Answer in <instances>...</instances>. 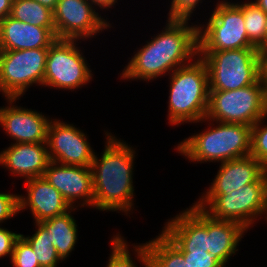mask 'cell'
I'll use <instances>...</instances> for the list:
<instances>
[{
    "label": "cell",
    "mask_w": 267,
    "mask_h": 267,
    "mask_svg": "<svg viewBox=\"0 0 267 267\" xmlns=\"http://www.w3.org/2000/svg\"><path fill=\"white\" fill-rule=\"evenodd\" d=\"M188 21L168 19L164 30L137 50L120 78L151 81L194 61L199 56L198 25Z\"/></svg>",
    "instance_id": "1"
},
{
    "label": "cell",
    "mask_w": 267,
    "mask_h": 267,
    "mask_svg": "<svg viewBox=\"0 0 267 267\" xmlns=\"http://www.w3.org/2000/svg\"><path fill=\"white\" fill-rule=\"evenodd\" d=\"M102 156L94 155L90 166L93 180V208L130 214L134 205L133 167L135 150L110 132ZM133 148V149H132Z\"/></svg>",
    "instance_id": "2"
},
{
    "label": "cell",
    "mask_w": 267,
    "mask_h": 267,
    "mask_svg": "<svg viewBox=\"0 0 267 267\" xmlns=\"http://www.w3.org/2000/svg\"><path fill=\"white\" fill-rule=\"evenodd\" d=\"M168 120L171 125L201 122L209 102V76L205 62L198 56L170 75Z\"/></svg>",
    "instance_id": "3"
},
{
    "label": "cell",
    "mask_w": 267,
    "mask_h": 267,
    "mask_svg": "<svg viewBox=\"0 0 267 267\" xmlns=\"http://www.w3.org/2000/svg\"><path fill=\"white\" fill-rule=\"evenodd\" d=\"M216 124L218 126L184 139L175 150L191 162L200 163H222L250 155L252 126L225 122Z\"/></svg>",
    "instance_id": "4"
},
{
    "label": "cell",
    "mask_w": 267,
    "mask_h": 267,
    "mask_svg": "<svg viewBox=\"0 0 267 267\" xmlns=\"http://www.w3.org/2000/svg\"><path fill=\"white\" fill-rule=\"evenodd\" d=\"M194 205L213 219L235 221L248 230L254 219L266 213L267 171L256 182L239 190L230 194H205Z\"/></svg>",
    "instance_id": "5"
},
{
    "label": "cell",
    "mask_w": 267,
    "mask_h": 267,
    "mask_svg": "<svg viewBox=\"0 0 267 267\" xmlns=\"http://www.w3.org/2000/svg\"><path fill=\"white\" fill-rule=\"evenodd\" d=\"M209 76V90H236L260 79V51L243 48L223 51H199Z\"/></svg>",
    "instance_id": "6"
},
{
    "label": "cell",
    "mask_w": 267,
    "mask_h": 267,
    "mask_svg": "<svg viewBox=\"0 0 267 267\" xmlns=\"http://www.w3.org/2000/svg\"><path fill=\"white\" fill-rule=\"evenodd\" d=\"M267 114V93L261 80L236 90H209L206 117L202 123L225 122L253 126Z\"/></svg>",
    "instance_id": "7"
},
{
    "label": "cell",
    "mask_w": 267,
    "mask_h": 267,
    "mask_svg": "<svg viewBox=\"0 0 267 267\" xmlns=\"http://www.w3.org/2000/svg\"><path fill=\"white\" fill-rule=\"evenodd\" d=\"M216 4L206 26L198 25L199 51L256 48L248 40L242 10L227 0Z\"/></svg>",
    "instance_id": "8"
},
{
    "label": "cell",
    "mask_w": 267,
    "mask_h": 267,
    "mask_svg": "<svg viewBox=\"0 0 267 267\" xmlns=\"http://www.w3.org/2000/svg\"><path fill=\"white\" fill-rule=\"evenodd\" d=\"M48 48L0 50V92L20 98L33 84L43 86Z\"/></svg>",
    "instance_id": "9"
},
{
    "label": "cell",
    "mask_w": 267,
    "mask_h": 267,
    "mask_svg": "<svg viewBox=\"0 0 267 267\" xmlns=\"http://www.w3.org/2000/svg\"><path fill=\"white\" fill-rule=\"evenodd\" d=\"M77 42L57 39L48 48L44 87L74 91L92 81V71L87 66L82 50L76 46Z\"/></svg>",
    "instance_id": "10"
},
{
    "label": "cell",
    "mask_w": 267,
    "mask_h": 267,
    "mask_svg": "<svg viewBox=\"0 0 267 267\" xmlns=\"http://www.w3.org/2000/svg\"><path fill=\"white\" fill-rule=\"evenodd\" d=\"M96 9L88 0H58L53 10L57 39H91L110 28Z\"/></svg>",
    "instance_id": "11"
},
{
    "label": "cell",
    "mask_w": 267,
    "mask_h": 267,
    "mask_svg": "<svg viewBox=\"0 0 267 267\" xmlns=\"http://www.w3.org/2000/svg\"><path fill=\"white\" fill-rule=\"evenodd\" d=\"M47 147L50 161L64 165L90 167L95 152L86 134L72 124L53 119L47 129Z\"/></svg>",
    "instance_id": "12"
},
{
    "label": "cell",
    "mask_w": 267,
    "mask_h": 267,
    "mask_svg": "<svg viewBox=\"0 0 267 267\" xmlns=\"http://www.w3.org/2000/svg\"><path fill=\"white\" fill-rule=\"evenodd\" d=\"M43 178L61 193L72 208L76 206L79 199H81L78 203L79 207L93 208L94 192L90 167L64 165L50 161Z\"/></svg>",
    "instance_id": "13"
},
{
    "label": "cell",
    "mask_w": 267,
    "mask_h": 267,
    "mask_svg": "<svg viewBox=\"0 0 267 267\" xmlns=\"http://www.w3.org/2000/svg\"><path fill=\"white\" fill-rule=\"evenodd\" d=\"M190 207L168 220L161 233L179 251H207V214L196 205Z\"/></svg>",
    "instance_id": "14"
},
{
    "label": "cell",
    "mask_w": 267,
    "mask_h": 267,
    "mask_svg": "<svg viewBox=\"0 0 267 267\" xmlns=\"http://www.w3.org/2000/svg\"><path fill=\"white\" fill-rule=\"evenodd\" d=\"M18 98H7L9 106L0 108V125L14 143H46L47 129L51 118L46 115L18 107Z\"/></svg>",
    "instance_id": "15"
},
{
    "label": "cell",
    "mask_w": 267,
    "mask_h": 267,
    "mask_svg": "<svg viewBox=\"0 0 267 267\" xmlns=\"http://www.w3.org/2000/svg\"><path fill=\"white\" fill-rule=\"evenodd\" d=\"M25 183L27 197L18 196L19 212L29 207L34 223L65 214L72 209L61 193L43 177L31 178Z\"/></svg>",
    "instance_id": "16"
},
{
    "label": "cell",
    "mask_w": 267,
    "mask_h": 267,
    "mask_svg": "<svg viewBox=\"0 0 267 267\" xmlns=\"http://www.w3.org/2000/svg\"><path fill=\"white\" fill-rule=\"evenodd\" d=\"M49 163L47 143H13L0 152V164L25 181L43 177Z\"/></svg>",
    "instance_id": "17"
},
{
    "label": "cell",
    "mask_w": 267,
    "mask_h": 267,
    "mask_svg": "<svg viewBox=\"0 0 267 267\" xmlns=\"http://www.w3.org/2000/svg\"><path fill=\"white\" fill-rule=\"evenodd\" d=\"M56 40L55 28L34 26L10 15L0 22V50L49 48Z\"/></svg>",
    "instance_id": "18"
},
{
    "label": "cell",
    "mask_w": 267,
    "mask_h": 267,
    "mask_svg": "<svg viewBox=\"0 0 267 267\" xmlns=\"http://www.w3.org/2000/svg\"><path fill=\"white\" fill-rule=\"evenodd\" d=\"M267 169L251 155L222 162L217 175L204 194H230L256 182Z\"/></svg>",
    "instance_id": "19"
},
{
    "label": "cell",
    "mask_w": 267,
    "mask_h": 267,
    "mask_svg": "<svg viewBox=\"0 0 267 267\" xmlns=\"http://www.w3.org/2000/svg\"><path fill=\"white\" fill-rule=\"evenodd\" d=\"M247 229L235 221L216 220L207 215V251L226 267L230 256L238 251L237 246Z\"/></svg>",
    "instance_id": "20"
},
{
    "label": "cell",
    "mask_w": 267,
    "mask_h": 267,
    "mask_svg": "<svg viewBox=\"0 0 267 267\" xmlns=\"http://www.w3.org/2000/svg\"><path fill=\"white\" fill-rule=\"evenodd\" d=\"M157 237V238H156ZM148 242L134 245L138 262L145 267H189L184 255L161 233Z\"/></svg>",
    "instance_id": "21"
},
{
    "label": "cell",
    "mask_w": 267,
    "mask_h": 267,
    "mask_svg": "<svg viewBox=\"0 0 267 267\" xmlns=\"http://www.w3.org/2000/svg\"><path fill=\"white\" fill-rule=\"evenodd\" d=\"M77 207H73L65 214L39 222L47 230L49 239L62 261L69 257L78 240L76 220L71 214Z\"/></svg>",
    "instance_id": "22"
},
{
    "label": "cell",
    "mask_w": 267,
    "mask_h": 267,
    "mask_svg": "<svg viewBox=\"0 0 267 267\" xmlns=\"http://www.w3.org/2000/svg\"><path fill=\"white\" fill-rule=\"evenodd\" d=\"M10 16L34 26L55 28L53 10L35 0H13Z\"/></svg>",
    "instance_id": "23"
},
{
    "label": "cell",
    "mask_w": 267,
    "mask_h": 267,
    "mask_svg": "<svg viewBox=\"0 0 267 267\" xmlns=\"http://www.w3.org/2000/svg\"><path fill=\"white\" fill-rule=\"evenodd\" d=\"M248 2V3H247ZM235 3L243 12L245 29L249 42L261 50H265L266 13L254 1Z\"/></svg>",
    "instance_id": "24"
},
{
    "label": "cell",
    "mask_w": 267,
    "mask_h": 267,
    "mask_svg": "<svg viewBox=\"0 0 267 267\" xmlns=\"http://www.w3.org/2000/svg\"><path fill=\"white\" fill-rule=\"evenodd\" d=\"M36 231L32 236H21L31 245L37 255L40 267H57L59 261L62 262L56 248L49 239L47 230L39 223L35 224Z\"/></svg>",
    "instance_id": "25"
},
{
    "label": "cell",
    "mask_w": 267,
    "mask_h": 267,
    "mask_svg": "<svg viewBox=\"0 0 267 267\" xmlns=\"http://www.w3.org/2000/svg\"><path fill=\"white\" fill-rule=\"evenodd\" d=\"M266 118L267 114L252 126L250 155L267 169V125L263 124Z\"/></svg>",
    "instance_id": "26"
},
{
    "label": "cell",
    "mask_w": 267,
    "mask_h": 267,
    "mask_svg": "<svg viewBox=\"0 0 267 267\" xmlns=\"http://www.w3.org/2000/svg\"><path fill=\"white\" fill-rule=\"evenodd\" d=\"M112 253L109 257L107 267H137L135 260H132L131 253L128 250L127 241L120 235L116 234L111 239Z\"/></svg>",
    "instance_id": "27"
},
{
    "label": "cell",
    "mask_w": 267,
    "mask_h": 267,
    "mask_svg": "<svg viewBox=\"0 0 267 267\" xmlns=\"http://www.w3.org/2000/svg\"><path fill=\"white\" fill-rule=\"evenodd\" d=\"M11 263L13 267H40L36 253L22 236L14 244Z\"/></svg>",
    "instance_id": "28"
},
{
    "label": "cell",
    "mask_w": 267,
    "mask_h": 267,
    "mask_svg": "<svg viewBox=\"0 0 267 267\" xmlns=\"http://www.w3.org/2000/svg\"><path fill=\"white\" fill-rule=\"evenodd\" d=\"M189 267H225L208 251H180Z\"/></svg>",
    "instance_id": "29"
},
{
    "label": "cell",
    "mask_w": 267,
    "mask_h": 267,
    "mask_svg": "<svg viewBox=\"0 0 267 267\" xmlns=\"http://www.w3.org/2000/svg\"><path fill=\"white\" fill-rule=\"evenodd\" d=\"M201 0H172L167 19L190 20ZM195 9V10H194Z\"/></svg>",
    "instance_id": "30"
},
{
    "label": "cell",
    "mask_w": 267,
    "mask_h": 267,
    "mask_svg": "<svg viewBox=\"0 0 267 267\" xmlns=\"http://www.w3.org/2000/svg\"><path fill=\"white\" fill-rule=\"evenodd\" d=\"M18 194L0 192V224L19 213Z\"/></svg>",
    "instance_id": "31"
},
{
    "label": "cell",
    "mask_w": 267,
    "mask_h": 267,
    "mask_svg": "<svg viewBox=\"0 0 267 267\" xmlns=\"http://www.w3.org/2000/svg\"><path fill=\"white\" fill-rule=\"evenodd\" d=\"M20 236V233H14L6 228L0 227V258L8 255L11 259L14 244Z\"/></svg>",
    "instance_id": "32"
},
{
    "label": "cell",
    "mask_w": 267,
    "mask_h": 267,
    "mask_svg": "<svg viewBox=\"0 0 267 267\" xmlns=\"http://www.w3.org/2000/svg\"><path fill=\"white\" fill-rule=\"evenodd\" d=\"M260 80L267 93V49L260 51Z\"/></svg>",
    "instance_id": "33"
},
{
    "label": "cell",
    "mask_w": 267,
    "mask_h": 267,
    "mask_svg": "<svg viewBox=\"0 0 267 267\" xmlns=\"http://www.w3.org/2000/svg\"><path fill=\"white\" fill-rule=\"evenodd\" d=\"M13 0H0V22L10 15Z\"/></svg>",
    "instance_id": "34"
},
{
    "label": "cell",
    "mask_w": 267,
    "mask_h": 267,
    "mask_svg": "<svg viewBox=\"0 0 267 267\" xmlns=\"http://www.w3.org/2000/svg\"><path fill=\"white\" fill-rule=\"evenodd\" d=\"M94 7L98 6L99 8L103 9H109L115 3H117V0H88Z\"/></svg>",
    "instance_id": "35"
},
{
    "label": "cell",
    "mask_w": 267,
    "mask_h": 267,
    "mask_svg": "<svg viewBox=\"0 0 267 267\" xmlns=\"http://www.w3.org/2000/svg\"><path fill=\"white\" fill-rule=\"evenodd\" d=\"M37 2H39L41 5L51 9V10H54L58 0H35Z\"/></svg>",
    "instance_id": "36"
},
{
    "label": "cell",
    "mask_w": 267,
    "mask_h": 267,
    "mask_svg": "<svg viewBox=\"0 0 267 267\" xmlns=\"http://www.w3.org/2000/svg\"><path fill=\"white\" fill-rule=\"evenodd\" d=\"M256 5L267 13V0H255Z\"/></svg>",
    "instance_id": "37"
},
{
    "label": "cell",
    "mask_w": 267,
    "mask_h": 267,
    "mask_svg": "<svg viewBox=\"0 0 267 267\" xmlns=\"http://www.w3.org/2000/svg\"><path fill=\"white\" fill-rule=\"evenodd\" d=\"M265 49H267V13H266V20H265Z\"/></svg>",
    "instance_id": "38"
}]
</instances>
